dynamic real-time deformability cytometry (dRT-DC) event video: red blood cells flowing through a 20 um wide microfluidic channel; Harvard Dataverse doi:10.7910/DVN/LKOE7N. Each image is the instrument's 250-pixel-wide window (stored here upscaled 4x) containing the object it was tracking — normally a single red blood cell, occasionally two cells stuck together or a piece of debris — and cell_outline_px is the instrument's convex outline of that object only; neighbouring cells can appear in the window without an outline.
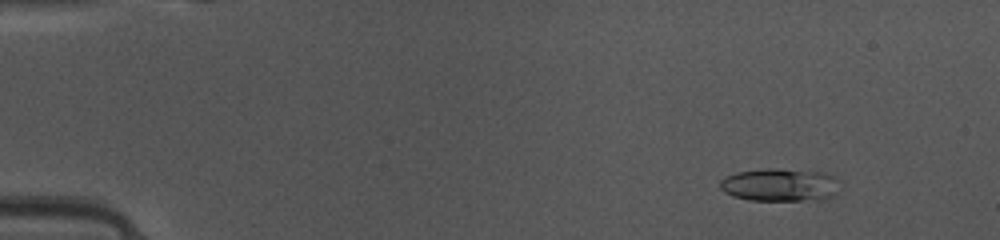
{"species": "common noctule bat (a hibernating species)", "species_latin": "Nyctalus noctula", "temperature_condition": "warm", "stored_images_in_passage": 49, "camera_frame_rate_fps": 3000, "um_per_image_px": 0.085, "animal": {"sex": "female", "body_mass_g": 10.0, "forearm_length_mm": 53.1}, "frame": {"image": 1, "passage_image": 6, "time_ms": 1.667, "image_size_px": [1000, 240], "cell_outline_px": [[840, 180], [836, 192], [832, 196], [820, 200], [748, 200], [732, 196], [724, 192], [720, 188], [720, 180], [724, 176], [736, 172], [768, 168], [776, 168], [828, 172], [836, 176]], "centroid_in_image_um": [66.31, 15.7], "position_along_channel_um": 18.7, "area_um2": 23.47}}
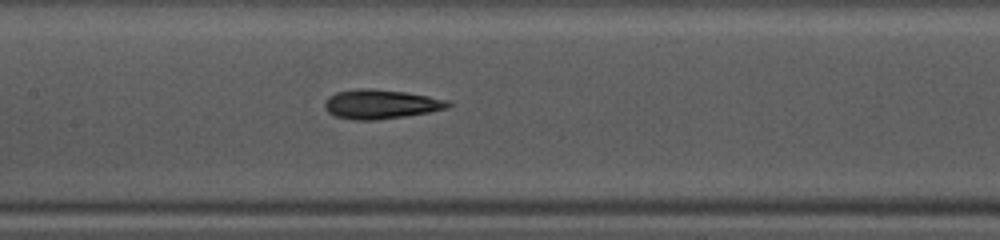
{"frame": {"image": 2, "passage_image": 24, "time_ms": 7.667, "image_size_px": [1000, 240], "cell_outline_px": [[452, 104], [448, 108], [428, 112], [404, 116], [376, 120], [356, 120], [336, 116], [328, 112], [324, 108], [324, 104], [328, 96], [336, 92], [356, 88], [368, 88], [404, 92], [428, 96], [448, 100]], "centroid_in_image_um": [32.34, 8.85], "position_along_channel_um": 175.1, "area_um2": 20.98}}
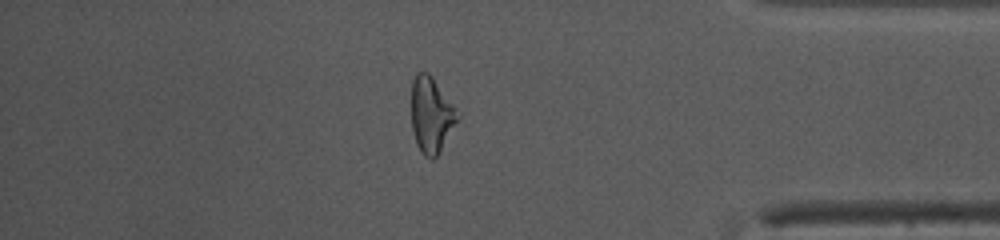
{"frame": {"image": 3, "passage_image": 42, "time_ms": 13.667, "image_size_px": [1000, 240], "cell_outline_px": [[460, 116], [440, 152], [432, 160], [424, 156], [420, 152], [416, 144], [412, 132], [412, 80], [416, 72], [428, 72], [432, 76], [460, 112]], "centroid_in_image_um": [36.66, 9.77], "position_along_channel_um": 398.5, "area_um2": 20.63}, "authors_computed_cell_mechanics": {"area_um2": 20.6346, "velocity_mm_per_s": 4.1433, "shape_relaxation_time_tau1_ms": 4.7578, "shape_relaxation_time_tau2_ms": 2.8501, "deformation_change_tau1": 0.2112, "deformation_change_tau2": 0.1178}}